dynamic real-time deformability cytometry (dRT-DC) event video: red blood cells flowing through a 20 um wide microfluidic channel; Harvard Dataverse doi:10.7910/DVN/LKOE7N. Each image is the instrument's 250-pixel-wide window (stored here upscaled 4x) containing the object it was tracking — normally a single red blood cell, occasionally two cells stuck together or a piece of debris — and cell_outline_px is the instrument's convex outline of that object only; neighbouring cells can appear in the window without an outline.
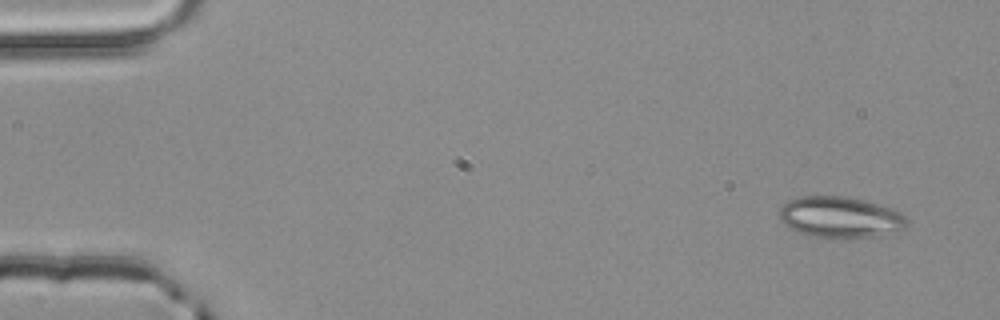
{"species": "common noctule bat (a hibernating species)", "species_latin": "Nyctalus noctula", "temperature_condition": "room temperature", "stored_images_in_passage": 4, "camera_frame_rate_fps": 3000, "um_per_image_px": 0.085, "animal": {"sex": "male", "body_mass_g": 20.4}, "frame": {"image": 1, "passage_image": 1, "time_ms": 0.0, "image_size_px": [1000, 320], "cell_outline_px": [[908, 224], [904, 228], [872, 236], [852, 240], [808, 236], [788, 228], [780, 220], [780, 208], [788, 200], [800, 196], [844, 196], [864, 200], [892, 208], [900, 212], [908, 220]], "centroid_in_image_um": [71.38, 18.48], "position_along_channel_um": 13.6, "area_um2": 30.92}}
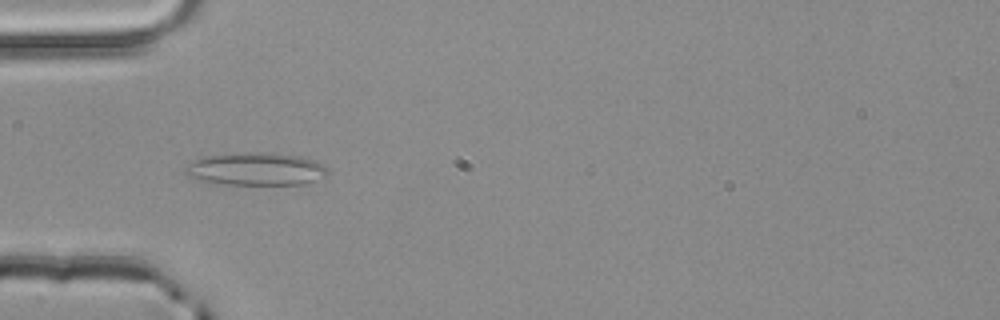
{"frame": {"image": 2, "passage_image": 4, "time_ms": 1.0, "image_size_px": [1000, 320], "cell_outline_px": [[328, 176], [304, 184], [228, 184], [204, 180], [188, 176], [184, 172], [184, 168], [188, 164], [204, 156], [256, 152], [260, 152], [300, 156], [316, 160], [324, 164], [328, 168]], "centroid_in_image_um": [21.84, 14.36], "position_along_channel_um": 63.2, "area_um2": 26.93}}